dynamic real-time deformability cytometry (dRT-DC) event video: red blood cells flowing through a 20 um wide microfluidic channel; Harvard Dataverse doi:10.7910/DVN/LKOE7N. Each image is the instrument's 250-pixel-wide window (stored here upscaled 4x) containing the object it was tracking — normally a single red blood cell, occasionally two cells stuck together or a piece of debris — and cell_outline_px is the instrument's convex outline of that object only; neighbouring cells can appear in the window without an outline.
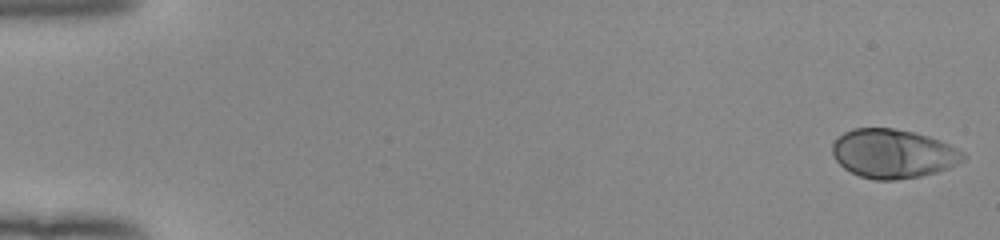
{"species": "human", "species_latin": "Homo sapiens", "temperature_condition": "room temperature", "stored_images_in_passage": 52, "camera_frame_rate_fps": 3000, "um_per_image_px": 0.085, "donor": {"sex": "female"}, "frame": {"image": 1, "passage_image": 1, "time_ms": 0.0, "image_size_px": [1000, 240], "cell_outline_px": [[968, 156], [964, 160], [948, 168], [936, 172], [920, 176], [896, 180], [876, 180], [860, 176], [844, 168], [832, 156], [832, 144], [844, 132], [852, 128], [892, 128], [912, 132], [928, 136], [940, 140], [964, 152]], "centroid_in_image_um": [75.91, 13.06], "position_along_channel_um": 9.1, "area_um2": 37.28}}
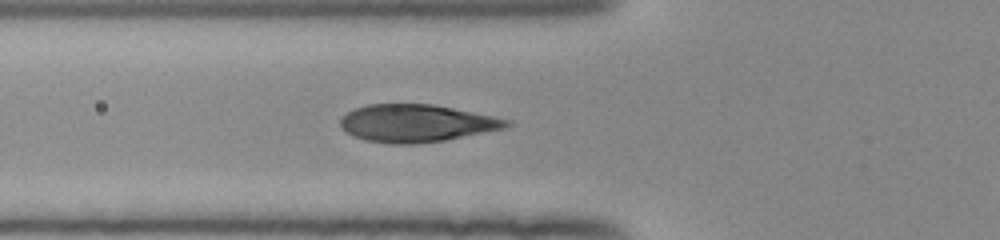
{"frame": {"image": 2, "passage_image": 20, "time_ms": 6.333, "image_size_px": [1000, 240], "cell_outline_px": [[512, 124], [504, 128], [444, 140], [416, 144], [392, 144], [364, 140], [352, 136], [340, 124], [340, 116], [356, 108], [368, 104], [432, 104], [512, 120]], "centroid_in_image_um": [35.37, 10.48], "position_along_channel_um": 90.4, "area_um2": 36.07}}
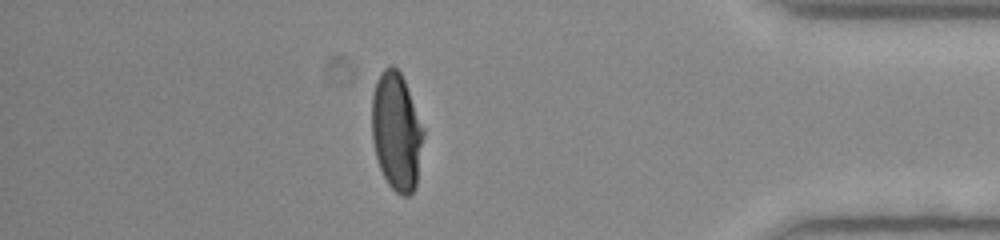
{"frame": {"image": 3, "passage_image": 46, "time_ms": 15.0, "image_size_px": [1000, 240], "cell_outline_px": [[424, 136], [416, 188], [408, 196], [404, 196], [396, 192], [388, 184], [380, 168], [376, 156], [372, 140], [372, 96], [376, 80], [384, 68], [392, 64], [400, 72], [404, 80], [424, 128]], "centroid_in_image_um": [33.71, 11.18], "position_along_channel_um": 401.5, "area_um2": 35.55}, "authors_computed_cell_mechanics": {"area_um2": 36.5007, "velocity_mm_per_s": 3.9558, "shape_relaxation_time_tau1_ms": 4.3688, "shape_relaxation_time_tau2_ms": null, "deformation_change_tau1": 0.2377, "deformation_change_tau2": null}}